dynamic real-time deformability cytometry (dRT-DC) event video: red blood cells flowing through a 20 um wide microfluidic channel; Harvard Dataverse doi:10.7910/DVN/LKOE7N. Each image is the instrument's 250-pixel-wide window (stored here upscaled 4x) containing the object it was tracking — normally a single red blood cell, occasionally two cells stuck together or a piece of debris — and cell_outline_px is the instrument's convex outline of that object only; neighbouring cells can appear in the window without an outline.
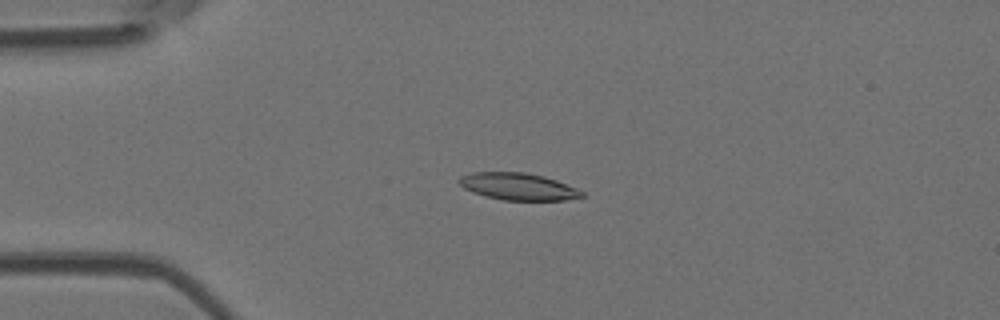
{"species": "Egyptian fruit bat (a non-hibernating species)", "species_latin": "Rousettus aegyptiacus", "temperature_condition": "room temperature", "stored_images_in_passage": 9, "camera_frame_rate_fps": 3000, "um_per_image_px": 0.085, "animal": {"sex": "female"}, "frame": {"image": 1, "passage_image": 4, "time_ms": 3.333, "image_size_px": [1000, 320], "cell_outline_px": [[588, 196], [564, 200], [504, 200], [484, 196], [472, 192], [464, 188], [456, 180], [460, 176], [472, 172], [524, 172], [544, 176], [556, 180], [576, 188], [584, 192]], "centroid_in_image_um": [44.04, 15.85], "position_along_channel_um": 41.0, "area_um2": 19.48}}
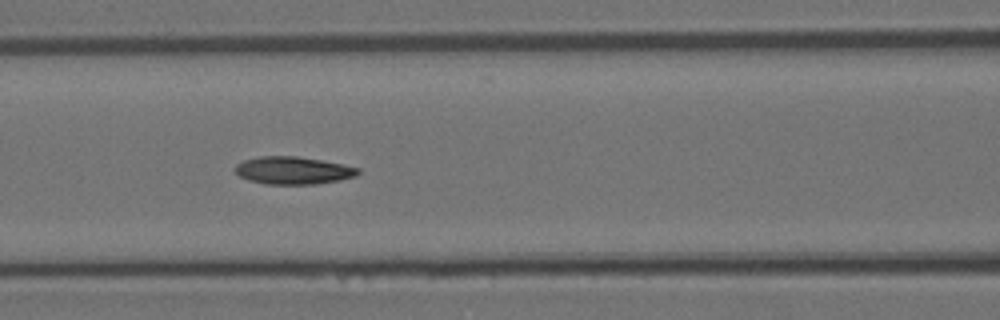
{"frame": {"image": 2, "passage_image": 7, "time_ms": 6.667, "image_size_px": [1000, 320], "cell_outline_px": [[360, 172], [356, 176], [340, 180], [316, 184], [268, 184], [248, 180], [240, 176], [236, 172], [236, 164], [244, 160], [260, 156], [296, 156], [344, 164], [360, 168]], "centroid_in_image_um": [24.95, 14.49], "position_along_channel_um": 141.7, "area_um2": 19.71}}
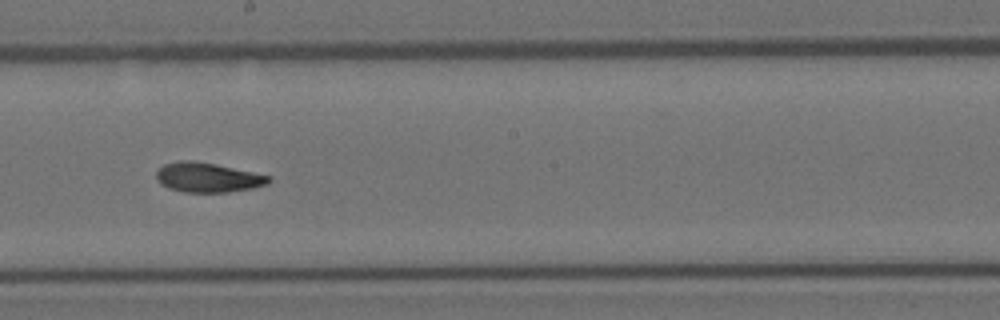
{"frame": {"image": 3, "passage_image": 9, "time_ms": 9.0, "image_size_px": [1000, 320], "cell_outline_px": [[272, 180], [268, 184], [252, 188], [228, 192], [184, 192], [168, 188], [160, 184], [156, 180], [156, 172], [164, 164], [180, 160], [192, 160], [216, 164], [272, 176]], "centroid_in_image_um": [17.66, 15.08], "position_along_channel_um": 230.5, "area_um2": 19.54}}